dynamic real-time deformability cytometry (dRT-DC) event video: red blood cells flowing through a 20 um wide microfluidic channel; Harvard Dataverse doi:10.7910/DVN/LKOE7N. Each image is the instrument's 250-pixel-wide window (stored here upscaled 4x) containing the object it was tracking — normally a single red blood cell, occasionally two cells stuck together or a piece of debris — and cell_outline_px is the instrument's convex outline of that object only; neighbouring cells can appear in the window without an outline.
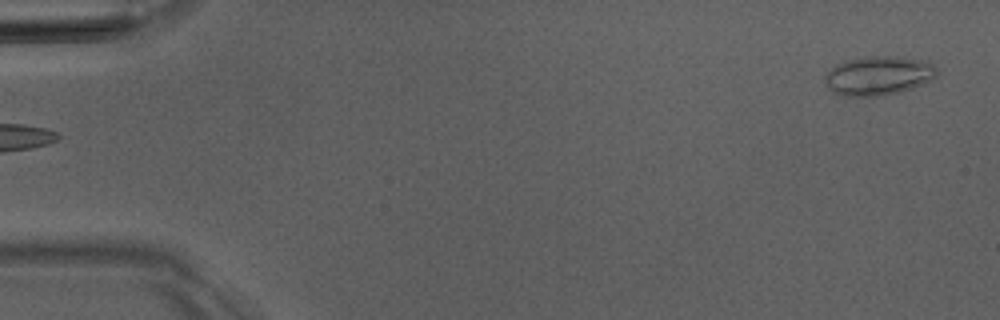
{"species": "Egyptian fruit bat (a non-hibernating species)", "species_latin": "Rousettus aegyptiacus", "temperature_condition": "room temperature", "stored_images_in_passage": 4, "camera_frame_rate_fps": 3000, "um_per_image_px": 0.085, "animal": {"sex": "male"}, "frame": {"image": 1, "passage_image": 1, "time_ms": 0.0, "image_size_px": [1000, 320], "cell_outline_px": [[936, 76], [912, 88], [900, 92], [876, 96], [844, 96], [832, 92], [828, 88], [824, 80], [824, 76], [836, 64], [844, 60], [868, 56], [904, 56], [928, 60], [936, 68]], "centroid_in_image_um": [74.65, 6.41], "position_along_channel_um": 10.4, "area_um2": 25.66}}